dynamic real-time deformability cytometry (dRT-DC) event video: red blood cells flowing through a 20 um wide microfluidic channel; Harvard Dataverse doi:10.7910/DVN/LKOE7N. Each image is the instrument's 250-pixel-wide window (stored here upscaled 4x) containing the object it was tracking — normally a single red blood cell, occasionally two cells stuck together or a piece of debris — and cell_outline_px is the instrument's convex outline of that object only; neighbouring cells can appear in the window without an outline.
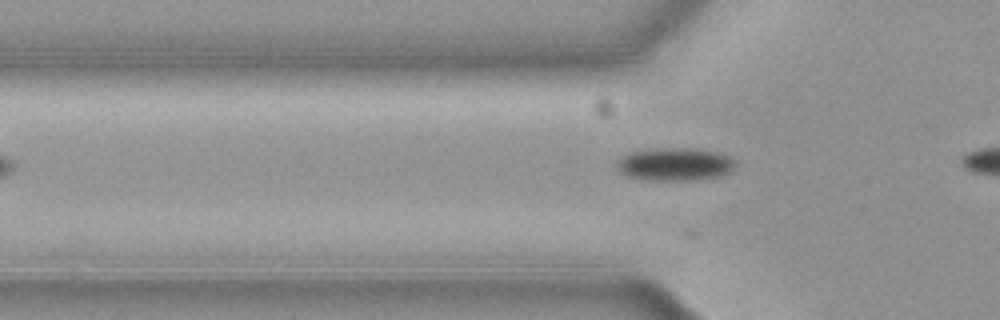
{"species": "common noctule bat (a hibernating species)", "species_latin": "Nyctalus noctula", "temperature_condition": "cold", "stored_images_in_passage": 12, "camera_frame_rate_fps": 3000, "um_per_image_px": 0.085, "animal": {"sex": "female", "body_mass_g": 19.3, "forearm_length_mm": 54.1}, "frame": {"image": 1, "passage_image": 8, "time_ms": 2.333, "image_size_px": [1000, 320], "cell_outline_px": [[732, 172], [720, 176], [692, 180], [640, 180], [628, 176], [620, 172], [620, 160], [624, 156], [632, 152], [652, 148], [696, 148], [716, 152], [728, 156], [732, 160]], "centroid_in_image_um": [57.38, 13.96], "position_along_channel_um": 68.4, "area_um2": 22.43}}